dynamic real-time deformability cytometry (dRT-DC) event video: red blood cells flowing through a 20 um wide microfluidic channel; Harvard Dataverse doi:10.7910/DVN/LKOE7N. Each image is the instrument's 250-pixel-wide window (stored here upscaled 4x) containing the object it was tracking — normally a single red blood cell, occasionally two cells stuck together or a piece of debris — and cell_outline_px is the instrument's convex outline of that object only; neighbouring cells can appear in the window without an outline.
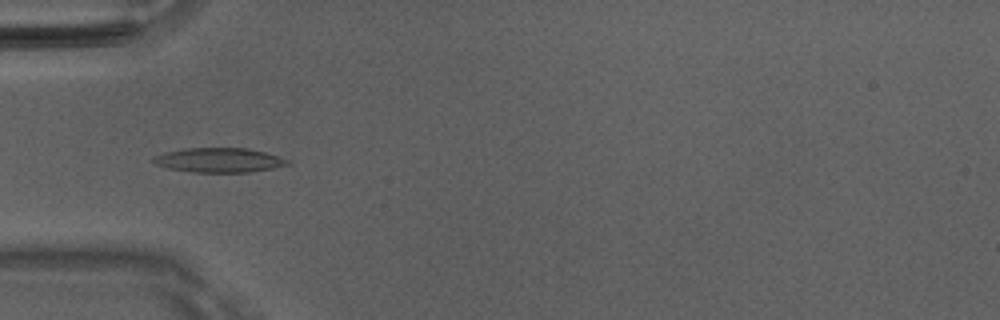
{"species": "Egyptian fruit bat (a non-hibernating species)", "species_latin": "Rousettus aegyptiacus", "temperature_condition": "room temperature", "stored_images_in_passage": 50, "camera_frame_rate_fps": 3000, "um_per_image_px": 0.085, "animal": {"sex": "male"}, "frame": {"image": 1, "passage_image": 16, "time_ms": 5.0, "image_size_px": [1000, 320], "cell_outline_px": [[292, 164], [272, 168], [248, 172], [192, 172], [168, 168], [156, 164], [152, 160], [152, 156], [164, 152], [184, 148], [248, 148], [264, 152], [292, 160]], "centroid_in_image_um": [18.63, 13.6], "position_along_channel_um": 66.4, "area_um2": 19.25}}
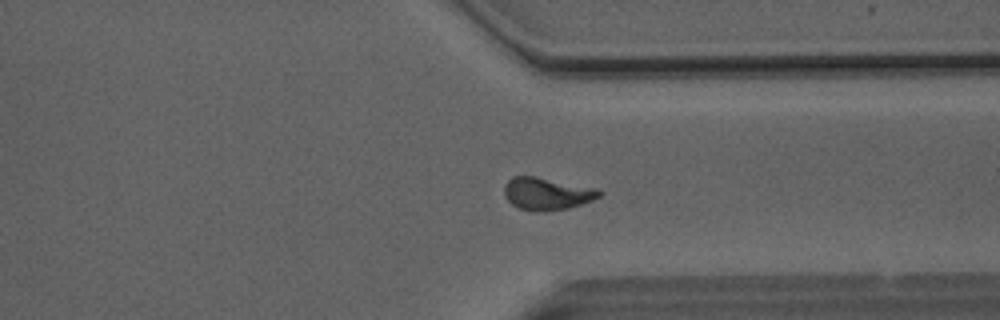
{"frame": {"image": 2, "passage_image": 38, "time_ms": 12.333, "image_size_px": [1000, 320], "cell_outline_px": [[604, 192], [600, 196], [592, 200], [568, 208], [536, 212], [532, 212], [520, 208], [512, 204], [504, 196], [504, 184], [512, 176], [536, 176], [600, 188]], "centroid_in_image_um": [46.5, 16.45], "position_along_channel_um": 364.9, "area_um2": 18.21}}
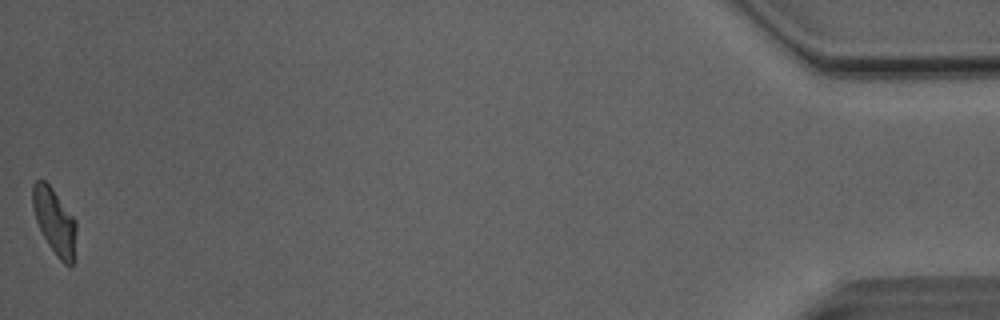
{"frame": {"image": 3, "passage_image": 50, "time_ms": 16.333, "image_size_px": [1000, 320], "cell_outline_px": [[76, 228], [72, 264], [68, 268], [56, 256], [48, 244], [36, 220], [32, 204], [32, 184], [36, 180], [44, 180], [52, 188], [76, 220]], "centroid_in_image_um": [4.63, 18.81], "position_along_channel_um": 430.6, "area_um2": 16.53}, "authors_computed_cell_mechanics": {"area_um2": 17.8602, "velocity_mm_per_s": 4.0832, "shape_relaxation_time_tau1_ms": 4.2991, "shape_relaxation_time_tau2_ms": 2.6027, "deformation_change_tau1": 0.1647, "deformation_change_tau2": 0.0931}}